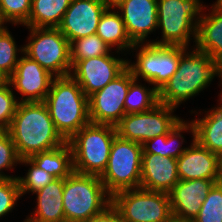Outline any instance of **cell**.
Returning <instances> with one entry per match:
<instances>
[{"label": "cell", "instance_id": "obj_11", "mask_svg": "<svg viewBox=\"0 0 222 222\" xmlns=\"http://www.w3.org/2000/svg\"><path fill=\"white\" fill-rule=\"evenodd\" d=\"M176 108L159 103L149 111L125 114L116 125L117 135L143 144L146 140L168 134L182 120L173 115Z\"/></svg>", "mask_w": 222, "mask_h": 222}, {"label": "cell", "instance_id": "obj_20", "mask_svg": "<svg viewBox=\"0 0 222 222\" xmlns=\"http://www.w3.org/2000/svg\"><path fill=\"white\" fill-rule=\"evenodd\" d=\"M64 178H54L37 195L36 210L23 222H66L63 206Z\"/></svg>", "mask_w": 222, "mask_h": 222}, {"label": "cell", "instance_id": "obj_10", "mask_svg": "<svg viewBox=\"0 0 222 222\" xmlns=\"http://www.w3.org/2000/svg\"><path fill=\"white\" fill-rule=\"evenodd\" d=\"M136 62L128 60L127 67L133 77H139L158 91L176 72L181 57V46L155 45L150 41L135 44L131 50H138ZM131 62V63H130Z\"/></svg>", "mask_w": 222, "mask_h": 222}, {"label": "cell", "instance_id": "obj_30", "mask_svg": "<svg viewBox=\"0 0 222 222\" xmlns=\"http://www.w3.org/2000/svg\"><path fill=\"white\" fill-rule=\"evenodd\" d=\"M192 222H222V183L217 182L210 189Z\"/></svg>", "mask_w": 222, "mask_h": 222}, {"label": "cell", "instance_id": "obj_22", "mask_svg": "<svg viewBox=\"0 0 222 222\" xmlns=\"http://www.w3.org/2000/svg\"><path fill=\"white\" fill-rule=\"evenodd\" d=\"M220 105L207 111L206 116L191 120L195 128V140L222 158V93Z\"/></svg>", "mask_w": 222, "mask_h": 222}, {"label": "cell", "instance_id": "obj_9", "mask_svg": "<svg viewBox=\"0 0 222 222\" xmlns=\"http://www.w3.org/2000/svg\"><path fill=\"white\" fill-rule=\"evenodd\" d=\"M112 206L124 222H170L169 193L143 188L123 190L111 197Z\"/></svg>", "mask_w": 222, "mask_h": 222}, {"label": "cell", "instance_id": "obj_8", "mask_svg": "<svg viewBox=\"0 0 222 222\" xmlns=\"http://www.w3.org/2000/svg\"><path fill=\"white\" fill-rule=\"evenodd\" d=\"M30 31L23 54L38 62L54 77L71 73L70 42L58 28L26 27Z\"/></svg>", "mask_w": 222, "mask_h": 222}, {"label": "cell", "instance_id": "obj_18", "mask_svg": "<svg viewBox=\"0 0 222 222\" xmlns=\"http://www.w3.org/2000/svg\"><path fill=\"white\" fill-rule=\"evenodd\" d=\"M221 158L193 138L191 146L177 158L180 180L220 179Z\"/></svg>", "mask_w": 222, "mask_h": 222}, {"label": "cell", "instance_id": "obj_15", "mask_svg": "<svg viewBox=\"0 0 222 222\" xmlns=\"http://www.w3.org/2000/svg\"><path fill=\"white\" fill-rule=\"evenodd\" d=\"M107 8L101 0H72L57 28L70 43L96 34L100 18Z\"/></svg>", "mask_w": 222, "mask_h": 222}, {"label": "cell", "instance_id": "obj_25", "mask_svg": "<svg viewBox=\"0 0 222 222\" xmlns=\"http://www.w3.org/2000/svg\"><path fill=\"white\" fill-rule=\"evenodd\" d=\"M29 159L54 178H66L74 172L72 150L68 142L53 150L34 154Z\"/></svg>", "mask_w": 222, "mask_h": 222}, {"label": "cell", "instance_id": "obj_7", "mask_svg": "<svg viewBox=\"0 0 222 222\" xmlns=\"http://www.w3.org/2000/svg\"><path fill=\"white\" fill-rule=\"evenodd\" d=\"M142 144L125 140L118 135L114 138L108 164L100 176L107 193L140 188Z\"/></svg>", "mask_w": 222, "mask_h": 222}, {"label": "cell", "instance_id": "obj_26", "mask_svg": "<svg viewBox=\"0 0 222 222\" xmlns=\"http://www.w3.org/2000/svg\"><path fill=\"white\" fill-rule=\"evenodd\" d=\"M72 0H32L26 27L57 28Z\"/></svg>", "mask_w": 222, "mask_h": 222}, {"label": "cell", "instance_id": "obj_6", "mask_svg": "<svg viewBox=\"0 0 222 222\" xmlns=\"http://www.w3.org/2000/svg\"><path fill=\"white\" fill-rule=\"evenodd\" d=\"M203 7L200 0H157V28L162 30V39L151 43L188 48L192 36L196 41Z\"/></svg>", "mask_w": 222, "mask_h": 222}, {"label": "cell", "instance_id": "obj_37", "mask_svg": "<svg viewBox=\"0 0 222 222\" xmlns=\"http://www.w3.org/2000/svg\"><path fill=\"white\" fill-rule=\"evenodd\" d=\"M107 7H115L121 0H101Z\"/></svg>", "mask_w": 222, "mask_h": 222}, {"label": "cell", "instance_id": "obj_42", "mask_svg": "<svg viewBox=\"0 0 222 222\" xmlns=\"http://www.w3.org/2000/svg\"><path fill=\"white\" fill-rule=\"evenodd\" d=\"M220 182L222 183V158H221V169H220Z\"/></svg>", "mask_w": 222, "mask_h": 222}, {"label": "cell", "instance_id": "obj_33", "mask_svg": "<svg viewBox=\"0 0 222 222\" xmlns=\"http://www.w3.org/2000/svg\"><path fill=\"white\" fill-rule=\"evenodd\" d=\"M12 89L7 81L0 85V131H8L20 102Z\"/></svg>", "mask_w": 222, "mask_h": 222}, {"label": "cell", "instance_id": "obj_36", "mask_svg": "<svg viewBox=\"0 0 222 222\" xmlns=\"http://www.w3.org/2000/svg\"><path fill=\"white\" fill-rule=\"evenodd\" d=\"M86 222H124L119 212L109 205L102 213L94 216Z\"/></svg>", "mask_w": 222, "mask_h": 222}, {"label": "cell", "instance_id": "obj_19", "mask_svg": "<svg viewBox=\"0 0 222 222\" xmlns=\"http://www.w3.org/2000/svg\"><path fill=\"white\" fill-rule=\"evenodd\" d=\"M179 180L176 158L142 153L140 188L169 193Z\"/></svg>", "mask_w": 222, "mask_h": 222}, {"label": "cell", "instance_id": "obj_31", "mask_svg": "<svg viewBox=\"0 0 222 222\" xmlns=\"http://www.w3.org/2000/svg\"><path fill=\"white\" fill-rule=\"evenodd\" d=\"M20 163L31 166L26 173V176H18L17 178L20 185L21 196H23L24 193L26 194L27 192H31L32 194L37 192L54 179L51 174L36 166L29 158L20 159Z\"/></svg>", "mask_w": 222, "mask_h": 222}, {"label": "cell", "instance_id": "obj_1", "mask_svg": "<svg viewBox=\"0 0 222 222\" xmlns=\"http://www.w3.org/2000/svg\"><path fill=\"white\" fill-rule=\"evenodd\" d=\"M7 132L20 159L53 150L67 142L56 130L44 102H19Z\"/></svg>", "mask_w": 222, "mask_h": 222}, {"label": "cell", "instance_id": "obj_16", "mask_svg": "<svg viewBox=\"0 0 222 222\" xmlns=\"http://www.w3.org/2000/svg\"><path fill=\"white\" fill-rule=\"evenodd\" d=\"M217 182L220 179L179 180L169 192L173 218L193 221L210 189Z\"/></svg>", "mask_w": 222, "mask_h": 222}, {"label": "cell", "instance_id": "obj_32", "mask_svg": "<svg viewBox=\"0 0 222 222\" xmlns=\"http://www.w3.org/2000/svg\"><path fill=\"white\" fill-rule=\"evenodd\" d=\"M32 0H0V12L8 23L25 25L31 13Z\"/></svg>", "mask_w": 222, "mask_h": 222}, {"label": "cell", "instance_id": "obj_24", "mask_svg": "<svg viewBox=\"0 0 222 222\" xmlns=\"http://www.w3.org/2000/svg\"><path fill=\"white\" fill-rule=\"evenodd\" d=\"M96 34L111 48L117 46L118 54L122 50L132 49L135 45L127 35L120 12H116L113 7H108L102 14Z\"/></svg>", "mask_w": 222, "mask_h": 222}, {"label": "cell", "instance_id": "obj_38", "mask_svg": "<svg viewBox=\"0 0 222 222\" xmlns=\"http://www.w3.org/2000/svg\"><path fill=\"white\" fill-rule=\"evenodd\" d=\"M4 24L6 25L7 22L5 21V19L2 16V13L0 12V33L7 28L6 26H4Z\"/></svg>", "mask_w": 222, "mask_h": 222}, {"label": "cell", "instance_id": "obj_27", "mask_svg": "<svg viewBox=\"0 0 222 222\" xmlns=\"http://www.w3.org/2000/svg\"><path fill=\"white\" fill-rule=\"evenodd\" d=\"M138 83L137 79H134L129 85L124 102L126 114L149 111L159 104L158 90L155 87L147 89Z\"/></svg>", "mask_w": 222, "mask_h": 222}, {"label": "cell", "instance_id": "obj_29", "mask_svg": "<svg viewBox=\"0 0 222 222\" xmlns=\"http://www.w3.org/2000/svg\"><path fill=\"white\" fill-rule=\"evenodd\" d=\"M18 51L23 55V47L17 48L15 39L6 28L0 33V73L6 79L15 71Z\"/></svg>", "mask_w": 222, "mask_h": 222}, {"label": "cell", "instance_id": "obj_17", "mask_svg": "<svg viewBox=\"0 0 222 222\" xmlns=\"http://www.w3.org/2000/svg\"><path fill=\"white\" fill-rule=\"evenodd\" d=\"M118 8L128 37L134 44L145 43L150 32L158 29L157 0H121Z\"/></svg>", "mask_w": 222, "mask_h": 222}, {"label": "cell", "instance_id": "obj_12", "mask_svg": "<svg viewBox=\"0 0 222 222\" xmlns=\"http://www.w3.org/2000/svg\"><path fill=\"white\" fill-rule=\"evenodd\" d=\"M127 67L119 76L89 97V117L92 123L116 126L125 113V98L134 80Z\"/></svg>", "mask_w": 222, "mask_h": 222}, {"label": "cell", "instance_id": "obj_41", "mask_svg": "<svg viewBox=\"0 0 222 222\" xmlns=\"http://www.w3.org/2000/svg\"><path fill=\"white\" fill-rule=\"evenodd\" d=\"M170 222H192V221L178 220V219L173 218Z\"/></svg>", "mask_w": 222, "mask_h": 222}, {"label": "cell", "instance_id": "obj_2", "mask_svg": "<svg viewBox=\"0 0 222 222\" xmlns=\"http://www.w3.org/2000/svg\"><path fill=\"white\" fill-rule=\"evenodd\" d=\"M194 48L188 52L181 46L176 72L158 91L159 103L177 108L209 86L215 76L221 78V67L208 54Z\"/></svg>", "mask_w": 222, "mask_h": 222}, {"label": "cell", "instance_id": "obj_23", "mask_svg": "<svg viewBox=\"0 0 222 222\" xmlns=\"http://www.w3.org/2000/svg\"><path fill=\"white\" fill-rule=\"evenodd\" d=\"M185 122L186 121L182 119L171 129L168 134H163L146 140L142 144V153H151L162 157L177 159L187 150V147H181L184 142V136H182L181 133H185V131L188 132L189 130V132L192 133L193 138H195V128L193 122Z\"/></svg>", "mask_w": 222, "mask_h": 222}, {"label": "cell", "instance_id": "obj_35", "mask_svg": "<svg viewBox=\"0 0 222 222\" xmlns=\"http://www.w3.org/2000/svg\"><path fill=\"white\" fill-rule=\"evenodd\" d=\"M21 197L17 178L0 179V217L7 215Z\"/></svg>", "mask_w": 222, "mask_h": 222}, {"label": "cell", "instance_id": "obj_14", "mask_svg": "<svg viewBox=\"0 0 222 222\" xmlns=\"http://www.w3.org/2000/svg\"><path fill=\"white\" fill-rule=\"evenodd\" d=\"M53 78L38 62L24 54L19 57L7 82L22 95L20 102H44Z\"/></svg>", "mask_w": 222, "mask_h": 222}, {"label": "cell", "instance_id": "obj_4", "mask_svg": "<svg viewBox=\"0 0 222 222\" xmlns=\"http://www.w3.org/2000/svg\"><path fill=\"white\" fill-rule=\"evenodd\" d=\"M116 126L88 123L67 142L72 150L74 172L101 176L105 171Z\"/></svg>", "mask_w": 222, "mask_h": 222}, {"label": "cell", "instance_id": "obj_40", "mask_svg": "<svg viewBox=\"0 0 222 222\" xmlns=\"http://www.w3.org/2000/svg\"><path fill=\"white\" fill-rule=\"evenodd\" d=\"M214 4L222 10V0H217Z\"/></svg>", "mask_w": 222, "mask_h": 222}, {"label": "cell", "instance_id": "obj_3", "mask_svg": "<svg viewBox=\"0 0 222 222\" xmlns=\"http://www.w3.org/2000/svg\"><path fill=\"white\" fill-rule=\"evenodd\" d=\"M44 103L56 130L66 141L91 122L89 98L71 75L53 78Z\"/></svg>", "mask_w": 222, "mask_h": 222}, {"label": "cell", "instance_id": "obj_28", "mask_svg": "<svg viewBox=\"0 0 222 222\" xmlns=\"http://www.w3.org/2000/svg\"><path fill=\"white\" fill-rule=\"evenodd\" d=\"M110 53L111 47L97 34L78 38L70 43V60L72 67L79 60L108 55Z\"/></svg>", "mask_w": 222, "mask_h": 222}, {"label": "cell", "instance_id": "obj_34", "mask_svg": "<svg viewBox=\"0 0 222 222\" xmlns=\"http://www.w3.org/2000/svg\"><path fill=\"white\" fill-rule=\"evenodd\" d=\"M15 164H20L15 144L7 131H0V179L18 178L16 176L5 175L2 172L4 169L12 170Z\"/></svg>", "mask_w": 222, "mask_h": 222}, {"label": "cell", "instance_id": "obj_39", "mask_svg": "<svg viewBox=\"0 0 222 222\" xmlns=\"http://www.w3.org/2000/svg\"><path fill=\"white\" fill-rule=\"evenodd\" d=\"M6 81H7V79L0 73V85L5 83Z\"/></svg>", "mask_w": 222, "mask_h": 222}, {"label": "cell", "instance_id": "obj_21", "mask_svg": "<svg viewBox=\"0 0 222 222\" xmlns=\"http://www.w3.org/2000/svg\"><path fill=\"white\" fill-rule=\"evenodd\" d=\"M211 13L202 14L197 26L195 46L222 67V10L211 5Z\"/></svg>", "mask_w": 222, "mask_h": 222}, {"label": "cell", "instance_id": "obj_13", "mask_svg": "<svg viewBox=\"0 0 222 222\" xmlns=\"http://www.w3.org/2000/svg\"><path fill=\"white\" fill-rule=\"evenodd\" d=\"M128 60L112 54L79 60L70 75L77 81L89 98L114 80L127 68Z\"/></svg>", "mask_w": 222, "mask_h": 222}, {"label": "cell", "instance_id": "obj_5", "mask_svg": "<svg viewBox=\"0 0 222 222\" xmlns=\"http://www.w3.org/2000/svg\"><path fill=\"white\" fill-rule=\"evenodd\" d=\"M111 205L99 176L73 172L64 178L63 206L66 222H86Z\"/></svg>", "mask_w": 222, "mask_h": 222}]
</instances>
